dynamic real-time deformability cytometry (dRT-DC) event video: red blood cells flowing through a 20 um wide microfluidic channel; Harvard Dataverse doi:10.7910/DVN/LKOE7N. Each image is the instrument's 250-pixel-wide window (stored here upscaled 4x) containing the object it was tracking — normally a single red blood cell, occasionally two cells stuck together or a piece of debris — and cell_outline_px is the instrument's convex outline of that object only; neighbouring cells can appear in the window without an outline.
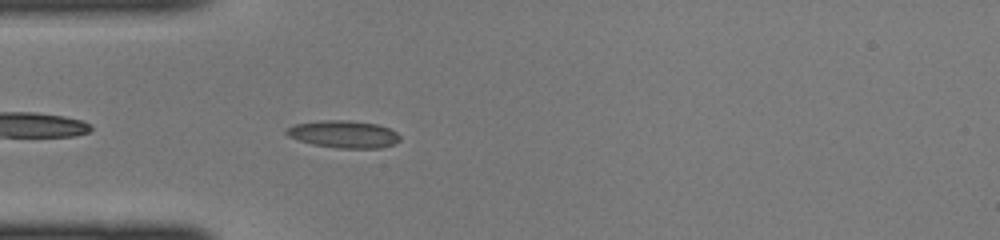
{"species": "common noctule bat (a hibernating species)", "species_latin": "Nyctalus noctula", "temperature_condition": "cold", "stored_images_in_passage": 35, "camera_frame_rate_fps": 3000, "um_per_image_px": 0.085, "animal": {"sex": "female", "body_mass_g": 22.0, "forearm_length_mm": 56.7}, "frame": {"image": 1, "passage_image": 3, "time_ms": 0.667, "image_size_px": [1000, 240], "cell_outline_px": [[400, 140], [396, 144], [380, 148], [336, 148], [312, 144], [288, 136], [284, 132], [288, 128], [296, 124], [320, 120], [348, 120], [376, 124], [388, 128], [396, 132], [400, 136]], "centroid_in_image_um": [29.23, 11.41], "position_along_channel_um": 55.8, "area_um2": 18.03}}
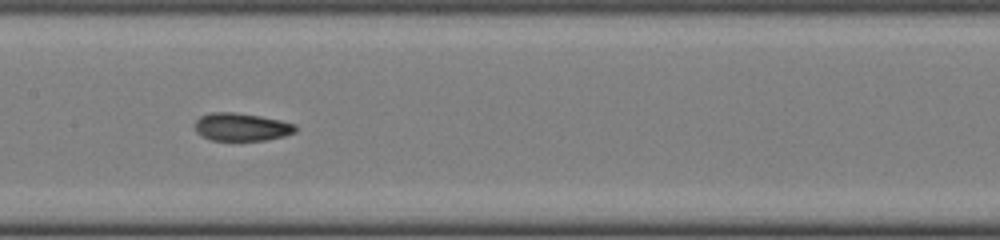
{"frame": {"image": 2, "passage_image": 12, "time_ms": 3.667, "image_size_px": [1000, 240], "cell_outline_px": [[296, 132], [284, 136], [264, 140], [212, 140], [200, 136], [196, 132], [196, 120], [200, 116], [212, 112], [236, 112], [260, 116], [280, 120], [296, 124]], "centroid_in_image_um": [20.53, 10.79], "position_along_channel_um": 186.9, "area_um2": 16.36}}
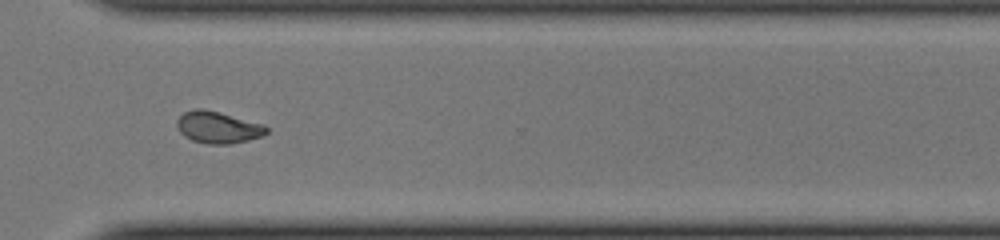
{"frame": {"image": 3, "passage_image": 23, "time_ms": 7.333, "image_size_px": [1000, 240], "cell_outline_px": [[268, 132], [264, 136], [232, 144], [208, 144], [192, 140], [184, 136], [180, 132], [176, 124], [176, 120], [184, 112], [192, 108], [204, 108], [220, 112], [264, 124], [268, 128]], "centroid_in_image_um": [18.53, 10.82], "position_along_channel_um": 352.1, "area_um2": 16.88}}